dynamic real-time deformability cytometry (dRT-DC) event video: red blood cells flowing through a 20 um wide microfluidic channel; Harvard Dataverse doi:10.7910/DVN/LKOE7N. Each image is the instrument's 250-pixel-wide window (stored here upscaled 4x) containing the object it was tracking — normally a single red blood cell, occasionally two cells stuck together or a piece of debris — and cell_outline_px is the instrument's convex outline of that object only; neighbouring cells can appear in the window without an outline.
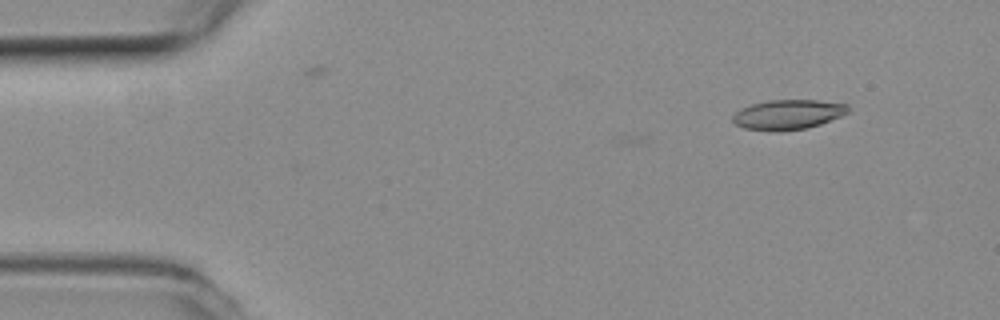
{"species": "common noctule bat (a hibernating species)", "species_latin": "Nyctalus noctula", "temperature_condition": "room temperature", "stored_images_in_passage": 6, "camera_frame_rate_fps": 3000, "um_per_image_px": 0.085, "animal": {"sex": "female", "body_mass_g": 19.3, "forearm_length_mm": 54.1}, "frame": {"image": 1, "passage_image": 1, "time_ms": 0.0, "image_size_px": [1000, 320], "cell_outline_px": [[848, 112], [840, 116], [820, 124], [804, 128], [780, 132], [772, 132], [744, 128], [736, 124], [732, 120], [732, 116], [740, 108], [752, 104], [768, 100], [816, 100], [848, 104]], "centroid_in_image_um": [66.94, 9.74], "position_along_channel_um": 18.1, "area_um2": 20.06}}